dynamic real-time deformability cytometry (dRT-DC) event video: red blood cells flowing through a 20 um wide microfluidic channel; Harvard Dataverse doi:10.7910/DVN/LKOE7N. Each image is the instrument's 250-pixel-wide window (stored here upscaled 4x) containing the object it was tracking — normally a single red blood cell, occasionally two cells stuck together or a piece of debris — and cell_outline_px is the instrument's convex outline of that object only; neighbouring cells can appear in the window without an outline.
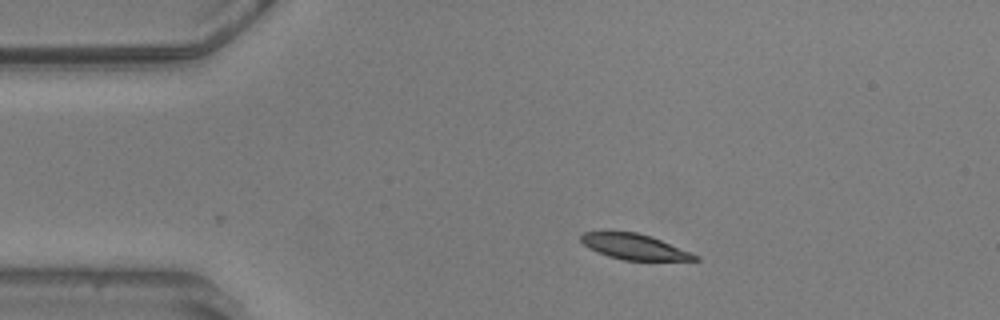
{"species": "common noctule bat (a hibernating species)", "species_latin": "Nyctalus noctula", "temperature_condition": "warm", "stored_images_in_passage": 36, "camera_frame_rate_fps": 3000, "um_per_image_px": 0.085, "animal": {"sex": "male", "body_mass_g": 20.5, "forearm_length_mm": 52.5}, "frame": {"image": 1, "passage_image": 1, "time_ms": 0.0, "image_size_px": [1000, 320], "cell_outline_px": [[700, 260], [624, 260], [608, 256], [588, 248], [580, 240], [580, 236], [584, 232], [608, 228], [636, 232], [652, 236], [700, 256]], "centroid_in_image_um": [53.84, 20.91], "position_along_channel_um": 31.2, "area_um2": 17.57}}
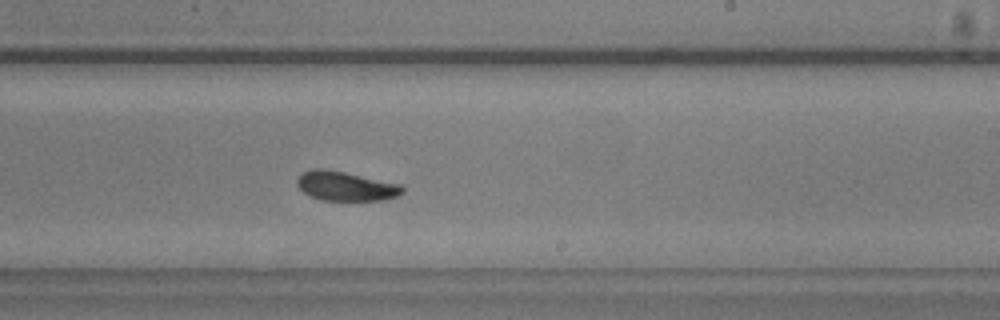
{"frame": {"image": 2, "passage_image": 24, "time_ms": 7.667, "image_size_px": [1000, 320], "cell_outline_px": [[404, 192], [396, 196], [384, 200], [320, 200], [304, 192], [296, 184], [296, 180], [304, 172], [312, 168], [324, 168], [344, 172], [400, 184], [404, 188]], "centroid_in_image_um": [29.38, 15.82], "position_along_channel_um": 259.6, "area_um2": 17.86}}
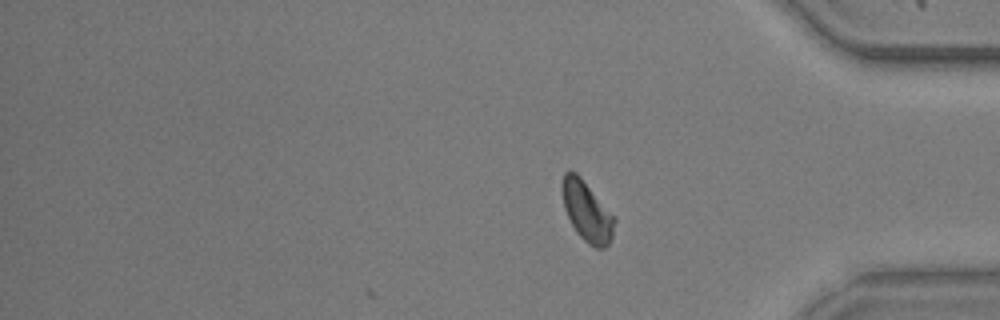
{"frame": {"image": 3, "passage_image": 36, "time_ms": 11.667, "image_size_px": [1000, 320], "cell_outline_px": [[616, 220], [612, 236], [608, 244], [604, 248], [596, 248], [588, 244], [576, 232], [564, 208], [564, 172], [576, 172], [580, 176], [616, 216]], "centroid_in_image_um": [49.95, 18.01], "position_along_channel_um": 385.2, "area_um2": 17.98}, "authors_computed_cell_mechanics": {"area_um2": 18.3226, "velocity_mm_per_s": 3.5588, "shape_relaxation_time_tau1_ms": 4.952, "shape_relaxation_time_tau2_ms": 4.1159, "deformation_change_tau1": 0.1325, "deformation_change_tau2": 0.0982}}